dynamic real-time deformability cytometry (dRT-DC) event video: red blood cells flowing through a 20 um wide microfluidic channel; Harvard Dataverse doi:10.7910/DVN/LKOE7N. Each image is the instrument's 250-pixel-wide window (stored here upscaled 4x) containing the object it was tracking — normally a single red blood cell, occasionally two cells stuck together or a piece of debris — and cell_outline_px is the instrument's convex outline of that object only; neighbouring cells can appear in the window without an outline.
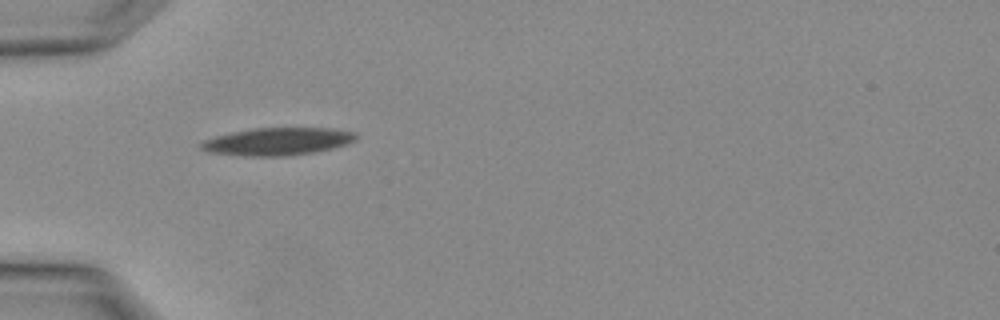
{"species": "Egyptian fruit bat (a non-hibernating species)", "species_latin": "Rousettus aegyptiacus", "temperature_condition": "warm", "stored_images_in_passage": 3, "camera_frame_rate_fps": 3000, "um_per_image_px": 0.085, "animal": {"sex": "female"}, "frame": {"image": 1, "passage_image": 3, "time_ms": 0.667, "image_size_px": [1000, 320], "cell_outline_px": [[360, 136], [356, 140], [332, 148], [312, 152], [288, 156], [240, 156], [208, 152], [200, 148], [200, 144], [204, 140], [216, 136], [232, 132], [252, 128], [332, 128], [356, 132]], "centroid_in_image_um": [23.59, 12.02], "position_along_channel_um": 61.4, "area_um2": 24.97}}